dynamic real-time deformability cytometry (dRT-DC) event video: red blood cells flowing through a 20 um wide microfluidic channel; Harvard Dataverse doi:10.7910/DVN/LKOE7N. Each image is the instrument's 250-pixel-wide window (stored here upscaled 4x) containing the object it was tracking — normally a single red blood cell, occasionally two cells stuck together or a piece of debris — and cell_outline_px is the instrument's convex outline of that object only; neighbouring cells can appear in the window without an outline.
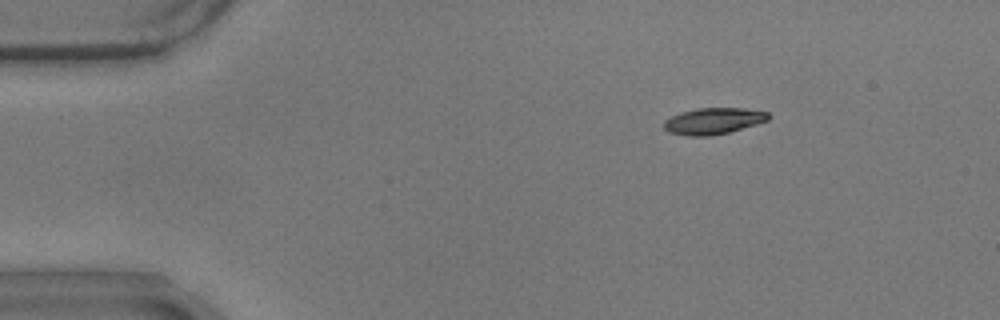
{"species": "common noctule bat (a hibernating species)", "species_latin": "Nyctalus noctula", "temperature_condition": "warm", "stored_images_in_passage": 52, "camera_frame_rate_fps": 3000, "um_per_image_px": 0.085, "animal": {"sex": "male", "body_mass_g": 17.9}, "frame": {"image": 1, "passage_image": 3, "time_ms": 0.667, "image_size_px": [1000, 320], "cell_outline_px": [[772, 116], [768, 120], [756, 124], [728, 132], [708, 136], [688, 136], [668, 132], [664, 128], [664, 120], [680, 112], [696, 108], [744, 108], [768, 112]], "centroid_in_image_um": [60.63, 10.28], "position_along_channel_um": 24.4, "area_um2": 16.07}}
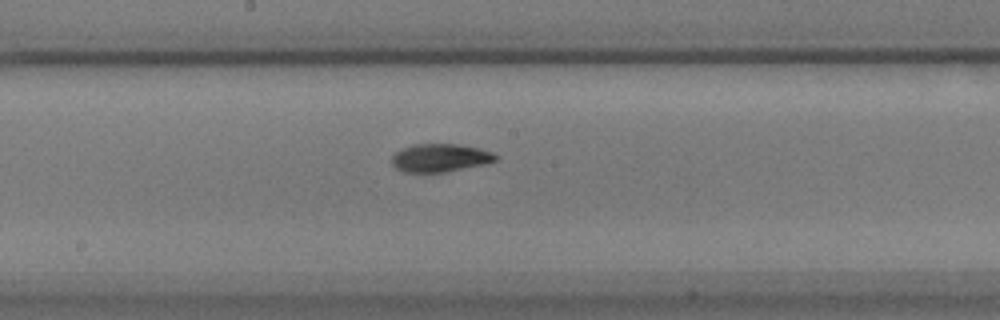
{"frame": {"image": 2, "passage_image": 25, "time_ms": 8.0, "image_size_px": [1000, 320], "cell_outline_px": [[500, 156], [496, 160], [488, 164], [444, 172], [404, 172], [396, 168], [392, 164], [392, 156], [396, 152], [412, 144], [456, 144], [480, 148], [492, 152]], "centroid_in_image_um": [37.46, 13.42], "position_along_channel_um": 210.7, "area_um2": 17.11}}
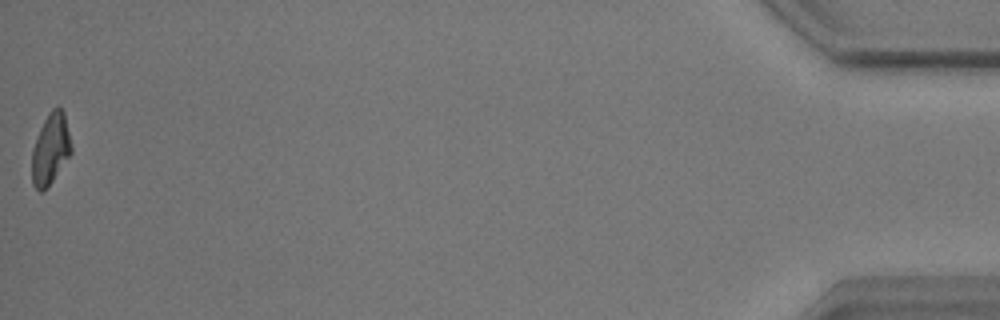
{"frame": {"image": 3, "passage_image": 52, "time_ms": 17.0, "image_size_px": [1000, 320], "cell_outline_px": [[72, 152], [52, 180], [40, 192], [32, 184], [32, 148], [40, 128], [48, 112], [56, 104], [64, 112], [72, 148]], "centroid_in_image_um": [4.29, 12.61], "position_along_channel_um": 430.9, "area_um2": 16.07}, "authors_computed_cell_mechanics": {"area_um2": 16.9065, "velocity_mm_per_s": 3.5105, "shape_relaxation_time_tau1_ms": 4.4324, "shape_relaxation_time_tau2_ms": 2.412, "deformation_change_tau1": 0.1568, "deformation_change_tau2": 0.068}}